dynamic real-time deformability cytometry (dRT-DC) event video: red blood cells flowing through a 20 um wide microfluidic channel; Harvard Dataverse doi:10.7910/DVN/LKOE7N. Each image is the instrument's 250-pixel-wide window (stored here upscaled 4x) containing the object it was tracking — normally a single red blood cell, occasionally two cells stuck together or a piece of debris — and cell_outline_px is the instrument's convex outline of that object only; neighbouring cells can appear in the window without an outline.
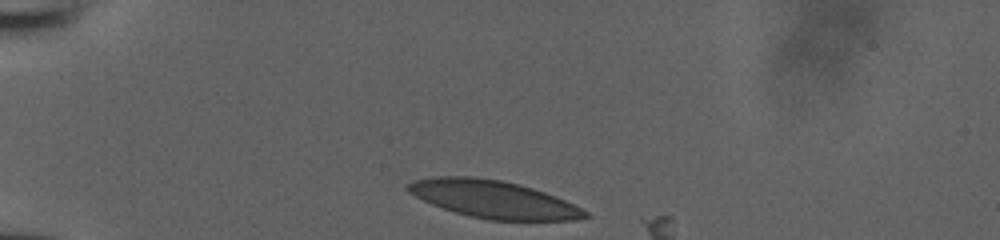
{"species": "human", "species_latin": "Homo sapiens", "temperature_condition": "room temperature", "stored_images_in_passage": 2, "camera_frame_rate_fps": 3000, "um_per_image_px": 0.085, "donor": {"sex": "male"}, "frame": {"image": 1, "passage_image": 1, "time_ms": 0.0, "image_size_px": [1000, 240], "cell_outline_px": [[592, 216], [576, 220], [488, 220], [468, 216], [432, 204], [408, 192], [404, 188], [412, 180], [436, 176], [472, 176], [500, 180], [532, 188], [556, 196], [588, 212]], "centroid_in_image_um": [41.92, 16.93], "position_along_channel_um": 43.1, "area_um2": 38.55}}